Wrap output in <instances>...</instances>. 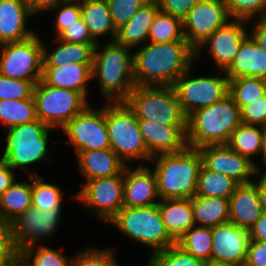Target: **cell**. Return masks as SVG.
Masks as SVG:
<instances>
[{
	"mask_svg": "<svg viewBox=\"0 0 266 266\" xmlns=\"http://www.w3.org/2000/svg\"><path fill=\"white\" fill-rule=\"evenodd\" d=\"M137 50L133 54V76L139 86H173L196 57L187 41L149 42Z\"/></svg>",
	"mask_w": 266,
	"mask_h": 266,
	"instance_id": "6da1fadb",
	"label": "cell"
},
{
	"mask_svg": "<svg viewBox=\"0 0 266 266\" xmlns=\"http://www.w3.org/2000/svg\"><path fill=\"white\" fill-rule=\"evenodd\" d=\"M241 123V109L227 94L216 103L197 109L187 116V146L199 148L227 144L231 134Z\"/></svg>",
	"mask_w": 266,
	"mask_h": 266,
	"instance_id": "7a4b0ae2",
	"label": "cell"
},
{
	"mask_svg": "<svg viewBox=\"0 0 266 266\" xmlns=\"http://www.w3.org/2000/svg\"><path fill=\"white\" fill-rule=\"evenodd\" d=\"M160 199H190L196 194L202 156L198 148L186 147L176 153L151 158Z\"/></svg>",
	"mask_w": 266,
	"mask_h": 266,
	"instance_id": "3957f363",
	"label": "cell"
},
{
	"mask_svg": "<svg viewBox=\"0 0 266 266\" xmlns=\"http://www.w3.org/2000/svg\"><path fill=\"white\" fill-rule=\"evenodd\" d=\"M99 43L94 48L92 78L99 77L101 95L110 103L125 102L134 89L133 54L129 49L110 41L99 51Z\"/></svg>",
	"mask_w": 266,
	"mask_h": 266,
	"instance_id": "277c9868",
	"label": "cell"
},
{
	"mask_svg": "<svg viewBox=\"0 0 266 266\" xmlns=\"http://www.w3.org/2000/svg\"><path fill=\"white\" fill-rule=\"evenodd\" d=\"M109 223L133 240L151 247L152 254L176 244L165 228L158 204L146 207L123 206Z\"/></svg>",
	"mask_w": 266,
	"mask_h": 266,
	"instance_id": "5b68a950",
	"label": "cell"
},
{
	"mask_svg": "<svg viewBox=\"0 0 266 266\" xmlns=\"http://www.w3.org/2000/svg\"><path fill=\"white\" fill-rule=\"evenodd\" d=\"M125 103L136 118L168 126H186L187 117L182 112L173 86L135 85Z\"/></svg>",
	"mask_w": 266,
	"mask_h": 266,
	"instance_id": "8992f818",
	"label": "cell"
},
{
	"mask_svg": "<svg viewBox=\"0 0 266 266\" xmlns=\"http://www.w3.org/2000/svg\"><path fill=\"white\" fill-rule=\"evenodd\" d=\"M106 127L110 148L125 162L149 160L153 157L146 148L134 112L125 102L106 105Z\"/></svg>",
	"mask_w": 266,
	"mask_h": 266,
	"instance_id": "52a82bcc",
	"label": "cell"
},
{
	"mask_svg": "<svg viewBox=\"0 0 266 266\" xmlns=\"http://www.w3.org/2000/svg\"><path fill=\"white\" fill-rule=\"evenodd\" d=\"M49 128L39 119L7 129L6 148L0 160L12 169L26 168L47 157Z\"/></svg>",
	"mask_w": 266,
	"mask_h": 266,
	"instance_id": "ba28073f",
	"label": "cell"
},
{
	"mask_svg": "<svg viewBox=\"0 0 266 266\" xmlns=\"http://www.w3.org/2000/svg\"><path fill=\"white\" fill-rule=\"evenodd\" d=\"M33 98L37 119L49 128H63L89 105L80 92L49 86L42 80L35 84Z\"/></svg>",
	"mask_w": 266,
	"mask_h": 266,
	"instance_id": "9c48e42d",
	"label": "cell"
},
{
	"mask_svg": "<svg viewBox=\"0 0 266 266\" xmlns=\"http://www.w3.org/2000/svg\"><path fill=\"white\" fill-rule=\"evenodd\" d=\"M0 48L1 75L34 84L42 79L44 45L35 34L23 41L2 44Z\"/></svg>",
	"mask_w": 266,
	"mask_h": 266,
	"instance_id": "30bf717a",
	"label": "cell"
},
{
	"mask_svg": "<svg viewBox=\"0 0 266 266\" xmlns=\"http://www.w3.org/2000/svg\"><path fill=\"white\" fill-rule=\"evenodd\" d=\"M61 210H40L32 205L12 220L8 224V232L13 253L21 255L28 248L34 247L38 239L55 233L61 218Z\"/></svg>",
	"mask_w": 266,
	"mask_h": 266,
	"instance_id": "8fae6325",
	"label": "cell"
},
{
	"mask_svg": "<svg viewBox=\"0 0 266 266\" xmlns=\"http://www.w3.org/2000/svg\"><path fill=\"white\" fill-rule=\"evenodd\" d=\"M188 69L173 85L182 109L187 117L193 111L210 106L228 94V77L219 73L214 77L190 78Z\"/></svg>",
	"mask_w": 266,
	"mask_h": 266,
	"instance_id": "7c38bea8",
	"label": "cell"
},
{
	"mask_svg": "<svg viewBox=\"0 0 266 266\" xmlns=\"http://www.w3.org/2000/svg\"><path fill=\"white\" fill-rule=\"evenodd\" d=\"M78 155L82 151L109 149L106 127V106L92 110L89 105L74 116L63 128Z\"/></svg>",
	"mask_w": 266,
	"mask_h": 266,
	"instance_id": "4fadbf2b",
	"label": "cell"
},
{
	"mask_svg": "<svg viewBox=\"0 0 266 266\" xmlns=\"http://www.w3.org/2000/svg\"><path fill=\"white\" fill-rule=\"evenodd\" d=\"M229 19L225 0H199L182 20L183 37L196 50Z\"/></svg>",
	"mask_w": 266,
	"mask_h": 266,
	"instance_id": "5bb4252c",
	"label": "cell"
},
{
	"mask_svg": "<svg viewBox=\"0 0 266 266\" xmlns=\"http://www.w3.org/2000/svg\"><path fill=\"white\" fill-rule=\"evenodd\" d=\"M123 174L86 181L74 198L90 206L100 219L109 222L124 206Z\"/></svg>",
	"mask_w": 266,
	"mask_h": 266,
	"instance_id": "9a60e30c",
	"label": "cell"
},
{
	"mask_svg": "<svg viewBox=\"0 0 266 266\" xmlns=\"http://www.w3.org/2000/svg\"><path fill=\"white\" fill-rule=\"evenodd\" d=\"M198 149L202 164L207 169L227 175L238 184L253 182L249 178L259 173L255 163L233 151L227 144L205 145Z\"/></svg>",
	"mask_w": 266,
	"mask_h": 266,
	"instance_id": "2e32d148",
	"label": "cell"
},
{
	"mask_svg": "<svg viewBox=\"0 0 266 266\" xmlns=\"http://www.w3.org/2000/svg\"><path fill=\"white\" fill-rule=\"evenodd\" d=\"M212 261L244 266L250 241L249 230L231 222L212 227Z\"/></svg>",
	"mask_w": 266,
	"mask_h": 266,
	"instance_id": "e0dca14e",
	"label": "cell"
},
{
	"mask_svg": "<svg viewBox=\"0 0 266 266\" xmlns=\"http://www.w3.org/2000/svg\"><path fill=\"white\" fill-rule=\"evenodd\" d=\"M246 20L234 19L228 21L224 26L216 29L201 45L195 50V56L200 54L203 45H210L209 53L215 60L219 69L226 71L232 64L235 55L242 42L249 36L245 28ZM199 52V53H198Z\"/></svg>",
	"mask_w": 266,
	"mask_h": 266,
	"instance_id": "ac0fdd59",
	"label": "cell"
},
{
	"mask_svg": "<svg viewBox=\"0 0 266 266\" xmlns=\"http://www.w3.org/2000/svg\"><path fill=\"white\" fill-rule=\"evenodd\" d=\"M147 150L152 156L176 153L187 147L186 126H168L153 120L137 118Z\"/></svg>",
	"mask_w": 266,
	"mask_h": 266,
	"instance_id": "d6986e66",
	"label": "cell"
},
{
	"mask_svg": "<svg viewBox=\"0 0 266 266\" xmlns=\"http://www.w3.org/2000/svg\"><path fill=\"white\" fill-rule=\"evenodd\" d=\"M124 179L123 200L124 206L146 207L159 203L154 202L157 196L160 199L157 180L154 171L143 165L130 170L127 166L122 171Z\"/></svg>",
	"mask_w": 266,
	"mask_h": 266,
	"instance_id": "ffe728a7",
	"label": "cell"
},
{
	"mask_svg": "<svg viewBox=\"0 0 266 266\" xmlns=\"http://www.w3.org/2000/svg\"><path fill=\"white\" fill-rule=\"evenodd\" d=\"M262 214L258 186L239 184L229 198V222L249 230Z\"/></svg>",
	"mask_w": 266,
	"mask_h": 266,
	"instance_id": "44dd1931",
	"label": "cell"
},
{
	"mask_svg": "<svg viewBox=\"0 0 266 266\" xmlns=\"http://www.w3.org/2000/svg\"><path fill=\"white\" fill-rule=\"evenodd\" d=\"M33 15L23 0H0V45L19 42L34 35L27 31L26 19Z\"/></svg>",
	"mask_w": 266,
	"mask_h": 266,
	"instance_id": "7402d4cb",
	"label": "cell"
},
{
	"mask_svg": "<svg viewBox=\"0 0 266 266\" xmlns=\"http://www.w3.org/2000/svg\"><path fill=\"white\" fill-rule=\"evenodd\" d=\"M224 74L228 78L255 77L266 80V50L249 35Z\"/></svg>",
	"mask_w": 266,
	"mask_h": 266,
	"instance_id": "603a6c76",
	"label": "cell"
},
{
	"mask_svg": "<svg viewBox=\"0 0 266 266\" xmlns=\"http://www.w3.org/2000/svg\"><path fill=\"white\" fill-rule=\"evenodd\" d=\"M77 158L81 173L87 181L121 175L126 167L111 148L82 151Z\"/></svg>",
	"mask_w": 266,
	"mask_h": 266,
	"instance_id": "cb8c5ba5",
	"label": "cell"
},
{
	"mask_svg": "<svg viewBox=\"0 0 266 266\" xmlns=\"http://www.w3.org/2000/svg\"><path fill=\"white\" fill-rule=\"evenodd\" d=\"M92 65L66 63L60 67H43L41 80L49 86L78 91L86 98V82L92 79Z\"/></svg>",
	"mask_w": 266,
	"mask_h": 266,
	"instance_id": "d4e9b609",
	"label": "cell"
},
{
	"mask_svg": "<svg viewBox=\"0 0 266 266\" xmlns=\"http://www.w3.org/2000/svg\"><path fill=\"white\" fill-rule=\"evenodd\" d=\"M159 11L156 0H148L124 25L117 29L115 41L123 46L134 48L148 42L149 28Z\"/></svg>",
	"mask_w": 266,
	"mask_h": 266,
	"instance_id": "484cf974",
	"label": "cell"
},
{
	"mask_svg": "<svg viewBox=\"0 0 266 266\" xmlns=\"http://www.w3.org/2000/svg\"><path fill=\"white\" fill-rule=\"evenodd\" d=\"M161 201L158 205L162 221L175 241L192 226H196L191 199H162Z\"/></svg>",
	"mask_w": 266,
	"mask_h": 266,
	"instance_id": "4316f807",
	"label": "cell"
},
{
	"mask_svg": "<svg viewBox=\"0 0 266 266\" xmlns=\"http://www.w3.org/2000/svg\"><path fill=\"white\" fill-rule=\"evenodd\" d=\"M28 182H14L0 196V222L8 225L32 206V174Z\"/></svg>",
	"mask_w": 266,
	"mask_h": 266,
	"instance_id": "83f0119b",
	"label": "cell"
},
{
	"mask_svg": "<svg viewBox=\"0 0 266 266\" xmlns=\"http://www.w3.org/2000/svg\"><path fill=\"white\" fill-rule=\"evenodd\" d=\"M80 1L81 17L92 37L98 41V36L110 33L115 41L117 29L113 24L107 0Z\"/></svg>",
	"mask_w": 266,
	"mask_h": 266,
	"instance_id": "f1b7e54d",
	"label": "cell"
},
{
	"mask_svg": "<svg viewBox=\"0 0 266 266\" xmlns=\"http://www.w3.org/2000/svg\"><path fill=\"white\" fill-rule=\"evenodd\" d=\"M190 199L195 225L214 227L229 222V199L198 195Z\"/></svg>",
	"mask_w": 266,
	"mask_h": 266,
	"instance_id": "f546056e",
	"label": "cell"
},
{
	"mask_svg": "<svg viewBox=\"0 0 266 266\" xmlns=\"http://www.w3.org/2000/svg\"><path fill=\"white\" fill-rule=\"evenodd\" d=\"M52 53L44 47L43 67H60L63 64H93L94 48L97 44L69 43L60 40Z\"/></svg>",
	"mask_w": 266,
	"mask_h": 266,
	"instance_id": "4dcf8cb0",
	"label": "cell"
},
{
	"mask_svg": "<svg viewBox=\"0 0 266 266\" xmlns=\"http://www.w3.org/2000/svg\"><path fill=\"white\" fill-rule=\"evenodd\" d=\"M265 133L264 127L241 123L231 134L227 145L254 163L251 157L261 152Z\"/></svg>",
	"mask_w": 266,
	"mask_h": 266,
	"instance_id": "1f68e13d",
	"label": "cell"
},
{
	"mask_svg": "<svg viewBox=\"0 0 266 266\" xmlns=\"http://www.w3.org/2000/svg\"><path fill=\"white\" fill-rule=\"evenodd\" d=\"M238 185L229 176L211 171L202 164L195 195L229 199Z\"/></svg>",
	"mask_w": 266,
	"mask_h": 266,
	"instance_id": "d6a6232c",
	"label": "cell"
},
{
	"mask_svg": "<svg viewBox=\"0 0 266 266\" xmlns=\"http://www.w3.org/2000/svg\"><path fill=\"white\" fill-rule=\"evenodd\" d=\"M212 227L192 226L178 240V245L186 253L206 263L212 260Z\"/></svg>",
	"mask_w": 266,
	"mask_h": 266,
	"instance_id": "836d02e7",
	"label": "cell"
},
{
	"mask_svg": "<svg viewBox=\"0 0 266 266\" xmlns=\"http://www.w3.org/2000/svg\"><path fill=\"white\" fill-rule=\"evenodd\" d=\"M37 120L34 98L0 100V121L6 128Z\"/></svg>",
	"mask_w": 266,
	"mask_h": 266,
	"instance_id": "e575fe53",
	"label": "cell"
},
{
	"mask_svg": "<svg viewBox=\"0 0 266 266\" xmlns=\"http://www.w3.org/2000/svg\"><path fill=\"white\" fill-rule=\"evenodd\" d=\"M228 94L241 109L266 94V80L255 77L228 78Z\"/></svg>",
	"mask_w": 266,
	"mask_h": 266,
	"instance_id": "d590c367",
	"label": "cell"
},
{
	"mask_svg": "<svg viewBox=\"0 0 266 266\" xmlns=\"http://www.w3.org/2000/svg\"><path fill=\"white\" fill-rule=\"evenodd\" d=\"M148 41L152 43L186 41L183 37L182 21L159 10L149 28Z\"/></svg>",
	"mask_w": 266,
	"mask_h": 266,
	"instance_id": "8d00e7d4",
	"label": "cell"
},
{
	"mask_svg": "<svg viewBox=\"0 0 266 266\" xmlns=\"http://www.w3.org/2000/svg\"><path fill=\"white\" fill-rule=\"evenodd\" d=\"M63 193L55 185L44 182L42 177L32 175V205L40 210L62 208Z\"/></svg>",
	"mask_w": 266,
	"mask_h": 266,
	"instance_id": "74e56055",
	"label": "cell"
},
{
	"mask_svg": "<svg viewBox=\"0 0 266 266\" xmlns=\"http://www.w3.org/2000/svg\"><path fill=\"white\" fill-rule=\"evenodd\" d=\"M149 266H206V262L186 253L178 245L156 252L150 257Z\"/></svg>",
	"mask_w": 266,
	"mask_h": 266,
	"instance_id": "f35d334b",
	"label": "cell"
},
{
	"mask_svg": "<svg viewBox=\"0 0 266 266\" xmlns=\"http://www.w3.org/2000/svg\"><path fill=\"white\" fill-rule=\"evenodd\" d=\"M27 261L33 258L31 266H71L73 257L68 260L60 252L44 245L28 248L21 254Z\"/></svg>",
	"mask_w": 266,
	"mask_h": 266,
	"instance_id": "ab89813d",
	"label": "cell"
},
{
	"mask_svg": "<svg viewBox=\"0 0 266 266\" xmlns=\"http://www.w3.org/2000/svg\"><path fill=\"white\" fill-rule=\"evenodd\" d=\"M225 5L233 19L247 21L258 13L259 18L266 17V0H225Z\"/></svg>",
	"mask_w": 266,
	"mask_h": 266,
	"instance_id": "60d3db41",
	"label": "cell"
},
{
	"mask_svg": "<svg viewBox=\"0 0 266 266\" xmlns=\"http://www.w3.org/2000/svg\"><path fill=\"white\" fill-rule=\"evenodd\" d=\"M34 86L32 81L13 79L0 74V100L32 98Z\"/></svg>",
	"mask_w": 266,
	"mask_h": 266,
	"instance_id": "b9f144b4",
	"label": "cell"
},
{
	"mask_svg": "<svg viewBox=\"0 0 266 266\" xmlns=\"http://www.w3.org/2000/svg\"><path fill=\"white\" fill-rule=\"evenodd\" d=\"M148 0H107L116 29L126 24Z\"/></svg>",
	"mask_w": 266,
	"mask_h": 266,
	"instance_id": "7bdbcfd3",
	"label": "cell"
},
{
	"mask_svg": "<svg viewBox=\"0 0 266 266\" xmlns=\"http://www.w3.org/2000/svg\"><path fill=\"white\" fill-rule=\"evenodd\" d=\"M76 1L79 0H60L50 9L58 10L57 17L55 21V27L57 31V35L59 36L65 29H67L70 25L75 23L81 18V8L80 3Z\"/></svg>",
	"mask_w": 266,
	"mask_h": 266,
	"instance_id": "ee69618b",
	"label": "cell"
},
{
	"mask_svg": "<svg viewBox=\"0 0 266 266\" xmlns=\"http://www.w3.org/2000/svg\"><path fill=\"white\" fill-rule=\"evenodd\" d=\"M111 249L89 248L73 258L71 266H119Z\"/></svg>",
	"mask_w": 266,
	"mask_h": 266,
	"instance_id": "f6af8a7d",
	"label": "cell"
},
{
	"mask_svg": "<svg viewBox=\"0 0 266 266\" xmlns=\"http://www.w3.org/2000/svg\"><path fill=\"white\" fill-rule=\"evenodd\" d=\"M241 119L244 124L266 128V94L241 108Z\"/></svg>",
	"mask_w": 266,
	"mask_h": 266,
	"instance_id": "bcb514c9",
	"label": "cell"
},
{
	"mask_svg": "<svg viewBox=\"0 0 266 266\" xmlns=\"http://www.w3.org/2000/svg\"><path fill=\"white\" fill-rule=\"evenodd\" d=\"M58 38L69 43L97 44L82 17L65 29Z\"/></svg>",
	"mask_w": 266,
	"mask_h": 266,
	"instance_id": "7dc6e473",
	"label": "cell"
},
{
	"mask_svg": "<svg viewBox=\"0 0 266 266\" xmlns=\"http://www.w3.org/2000/svg\"><path fill=\"white\" fill-rule=\"evenodd\" d=\"M159 10L181 21L187 16L190 10L199 0H156Z\"/></svg>",
	"mask_w": 266,
	"mask_h": 266,
	"instance_id": "c3c4849f",
	"label": "cell"
},
{
	"mask_svg": "<svg viewBox=\"0 0 266 266\" xmlns=\"http://www.w3.org/2000/svg\"><path fill=\"white\" fill-rule=\"evenodd\" d=\"M244 266H266V242L249 241Z\"/></svg>",
	"mask_w": 266,
	"mask_h": 266,
	"instance_id": "681fc988",
	"label": "cell"
},
{
	"mask_svg": "<svg viewBox=\"0 0 266 266\" xmlns=\"http://www.w3.org/2000/svg\"><path fill=\"white\" fill-rule=\"evenodd\" d=\"M13 256L8 225L0 222V266H10Z\"/></svg>",
	"mask_w": 266,
	"mask_h": 266,
	"instance_id": "f907efd6",
	"label": "cell"
},
{
	"mask_svg": "<svg viewBox=\"0 0 266 266\" xmlns=\"http://www.w3.org/2000/svg\"><path fill=\"white\" fill-rule=\"evenodd\" d=\"M250 240L266 242V214L263 213L249 229Z\"/></svg>",
	"mask_w": 266,
	"mask_h": 266,
	"instance_id": "816d5d0a",
	"label": "cell"
},
{
	"mask_svg": "<svg viewBox=\"0 0 266 266\" xmlns=\"http://www.w3.org/2000/svg\"><path fill=\"white\" fill-rule=\"evenodd\" d=\"M15 182L13 169L3 160H0V196Z\"/></svg>",
	"mask_w": 266,
	"mask_h": 266,
	"instance_id": "f5cc1de1",
	"label": "cell"
},
{
	"mask_svg": "<svg viewBox=\"0 0 266 266\" xmlns=\"http://www.w3.org/2000/svg\"><path fill=\"white\" fill-rule=\"evenodd\" d=\"M253 29L252 34L249 35L260 47L266 50V17L259 18Z\"/></svg>",
	"mask_w": 266,
	"mask_h": 266,
	"instance_id": "db71d44e",
	"label": "cell"
},
{
	"mask_svg": "<svg viewBox=\"0 0 266 266\" xmlns=\"http://www.w3.org/2000/svg\"><path fill=\"white\" fill-rule=\"evenodd\" d=\"M60 0H23L27 8L33 13L50 10Z\"/></svg>",
	"mask_w": 266,
	"mask_h": 266,
	"instance_id": "11a10c76",
	"label": "cell"
},
{
	"mask_svg": "<svg viewBox=\"0 0 266 266\" xmlns=\"http://www.w3.org/2000/svg\"><path fill=\"white\" fill-rule=\"evenodd\" d=\"M253 182L258 186L262 210L266 214V176H262L259 181Z\"/></svg>",
	"mask_w": 266,
	"mask_h": 266,
	"instance_id": "9f6ffc18",
	"label": "cell"
},
{
	"mask_svg": "<svg viewBox=\"0 0 266 266\" xmlns=\"http://www.w3.org/2000/svg\"><path fill=\"white\" fill-rule=\"evenodd\" d=\"M29 262L21 255L14 254L10 266H31Z\"/></svg>",
	"mask_w": 266,
	"mask_h": 266,
	"instance_id": "6f0895ef",
	"label": "cell"
},
{
	"mask_svg": "<svg viewBox=\"0 0 266 266\" xmlns=\"http://www.w3.org/2000/svg\"><path fill=\"white\" fill-rule=\"evenodd\" d=\"M206 266H240V265H234L230 263H224V262H216V261H209L206 263Z\"/></svg>",
	"mask_w": 266,
	"mask_h": 266,
	"instance_id": "680465c9",
	"label": "cell"
},
{
	"mask_svg": "<svg viewBox=\"0 0 266 266\" xmlns=\"http://www.w3.org/2000/svg\"><path fill=\"white\" fill-rule=\"evenodd\" d=\"M261 154H263V161L266 163V133L263 139L262 147H261ZM266 176V172L262 175Z\"/></svg>",
	"mask_w": 266,
	"mask_h": 266,
	"instance_id": "91938a15",
	"label": "cell"
}]
</instances>
